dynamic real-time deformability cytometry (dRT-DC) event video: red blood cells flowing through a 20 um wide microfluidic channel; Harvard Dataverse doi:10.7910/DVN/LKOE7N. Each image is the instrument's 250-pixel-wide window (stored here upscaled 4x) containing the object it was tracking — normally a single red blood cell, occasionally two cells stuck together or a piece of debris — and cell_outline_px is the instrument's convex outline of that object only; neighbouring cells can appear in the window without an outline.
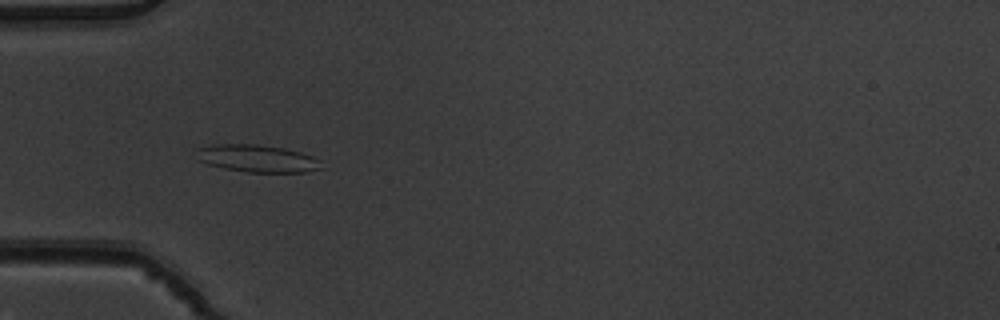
{"species": "common noctule bat (a hibernating species)", "species_latin": "Nyctalus noctula", "temperature_condition": "warm", "stored_images_in_passage": 5, "camera_frame_rate_fps": 3000, "um_per_image_px": 0.085, "animal": {"sex": "male", "body_mass_g": 19.5, "forearm_length_mm": 54.6}, "frame": {"image": 1, "passage_image": 5, "time_ms": 1.333, "image_size_px": [1000, 320], "cell_outline_px": [[320, 168], [304, 172], [248, 172], [224, 168], [208, 164], [196, 160], [200, 148], [212, 144], [256, 144], [284, 148], [300, 152], [312, 156], [320, 160]], "centroid_in_image_um": [21.85, 13.46], "position_along_channel_um": 63.2, "area_um2": 19.71}}